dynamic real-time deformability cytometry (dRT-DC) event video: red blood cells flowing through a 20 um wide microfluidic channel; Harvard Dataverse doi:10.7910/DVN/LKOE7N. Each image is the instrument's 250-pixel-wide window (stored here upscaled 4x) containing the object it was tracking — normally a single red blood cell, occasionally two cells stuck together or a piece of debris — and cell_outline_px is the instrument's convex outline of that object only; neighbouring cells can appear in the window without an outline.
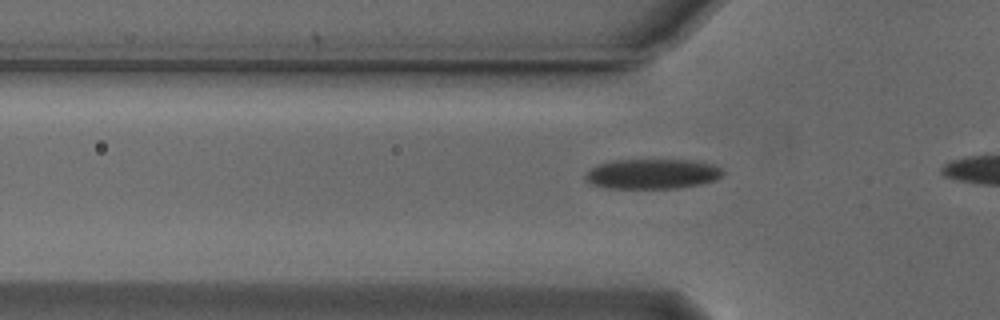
{"species": "Egyptian fruit bat (a non-hibernating species)", "species_latin": "Rousettus aegyptiacus", "temperature_condition": "cold", "stored_images_in_passage": 22, "camera_frame_rate_fps": 3000, "um_per_image_px": 0.085, "animal": {"sex": "male"}, "frame": {"image": 1, "passage_image": 6, "time_ms": 1.667, "image_size_px": [1000, 320], "cell_outline_px": [[724, 172], [716, 180], [700, 184], [676, 188], [608, 188], [592, 184], [584, 176], [592, 168], [600, 164], [612, 160], [688, 160], [712, 164], [720, 168]], "centroid_in_image_um": [55.46, 14.78], "position_along_channel_um": 70.3, "area_um2": 23.7}}
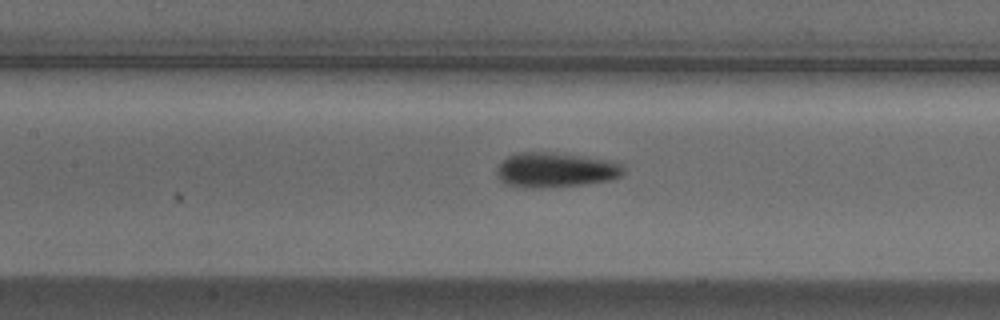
{"frame": {"image": 2, "passage_image": 13, "time_ms": 4.0, "image_size_px": [1000, 320], "cell_outline_px": [[624, 172], [620, 176], [608, 180], [584, 184], [540, 188], [504, 184], [496, 176], [496, 168], [508, 156], [516, 152], [552, 152], [612, 160], [620, 164], [624, 168]], "centroid_in_image_um": [47.2, 14.43], "position_along_channel_um": 160.2, "area_um2": 25.66}}
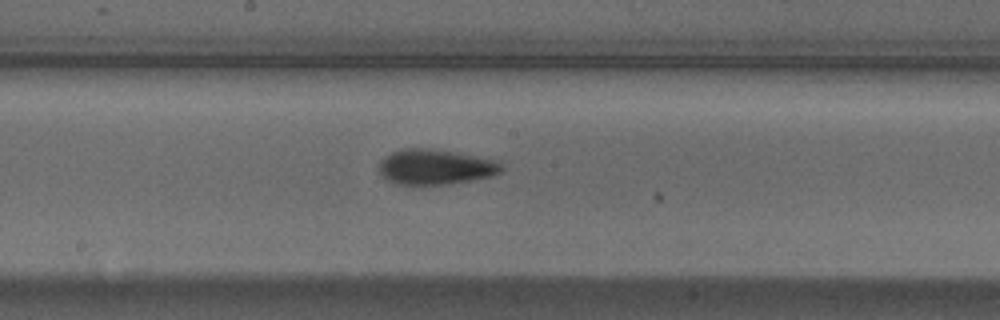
{"frame": {"image": 3, "passage_image": 17, "time_ms": 5.333, "image_size_px": [1000, 320], "cell_outline_px": [[504, 168], [500, 172], [492, 176], [472, 180], [448, 184], [412, 188], [396, 184], [388, 180], [380, 172], [380, 160], [384, 156], [392, 152], [404, 148], [432, 148], [496, 160]], "centroid_in_image_um": [36.96, 14.23], "position_along_channel_um": 211.2, "area_um2": 25.72}}